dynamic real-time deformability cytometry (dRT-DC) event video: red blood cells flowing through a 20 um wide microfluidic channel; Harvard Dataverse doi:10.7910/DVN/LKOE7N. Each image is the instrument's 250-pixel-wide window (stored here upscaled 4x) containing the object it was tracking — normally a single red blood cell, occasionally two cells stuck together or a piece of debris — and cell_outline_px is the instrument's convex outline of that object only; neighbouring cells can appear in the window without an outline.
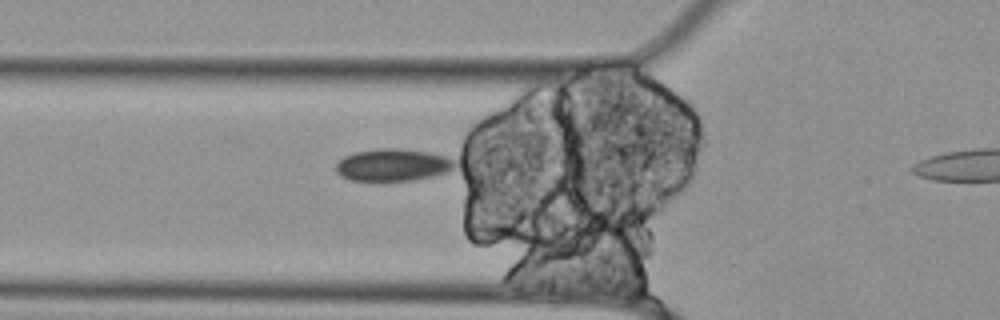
{"species": "Egyptian fruit bat (a non-hibernating species)", "species_latin": "Rousettus aegyptiacus", "temperature_condition": "cold", "stored_images_in_passage": 17, "camera_frame_rate_fps": 3000, "um_per_image_px": 0.085, "animal": {"sex": "female"}, "frame": {"image": 1, "passage_image": 12, "time_ms": 3.667, "image_size_px": [1000, 320], "cell_outline_px": [[456, 168], [448, 172], [436, 176], [412, 180], [384, 184], [352, 180], [340, 176], [336, 172], [336, 164], [344, 156], [356, 152], [380, 148], [400, 148], [428, 152], [444, 156], [452, 160], [456, 164]], "centroid_in_image_um": [33.38, 14.07], "position_along_channel_um": 92.4, "area_um2": 23.18}}
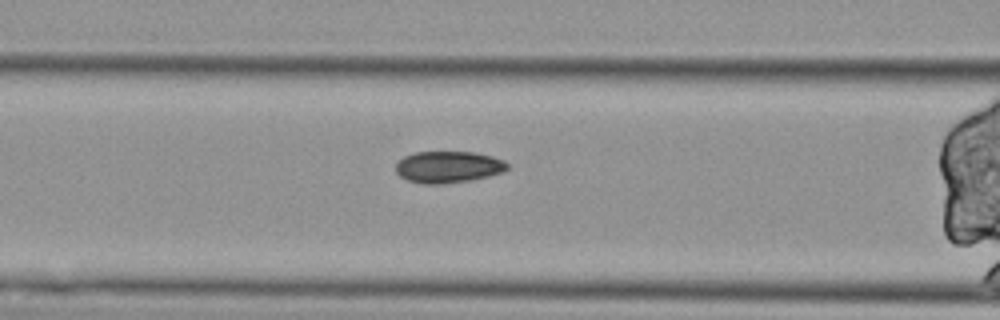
{"frame": {"image": 2, "passage_image": 15, "time_ms": 4.667, "image_size_px": [1000, 320], "cell_outline_px": [[508, 168], [504, 172], [488, 176], [468, 180], [440, 184], [424, 184], [408, 180], [400, 176], [396, 172], [396, 164], [404, 156], [416, 152], [472, 152], [492, 156], [504, 160], [508, 164]], "centroid_in_image_um": [38.11, 14.19], "position_along_channel_um": 128.5, "area_um2": 20.46}}